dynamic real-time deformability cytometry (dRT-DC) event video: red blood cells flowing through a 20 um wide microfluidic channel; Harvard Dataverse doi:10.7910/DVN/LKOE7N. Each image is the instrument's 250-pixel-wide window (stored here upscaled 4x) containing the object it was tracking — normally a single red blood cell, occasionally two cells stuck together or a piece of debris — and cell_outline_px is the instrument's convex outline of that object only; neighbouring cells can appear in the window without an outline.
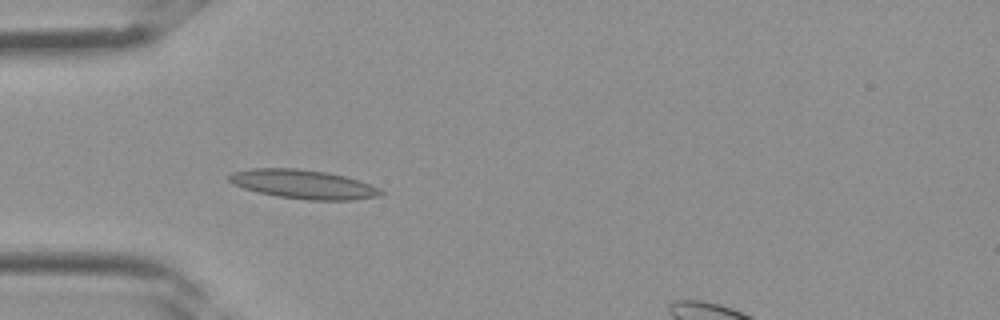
{"species": "Egyptian fruit bat (a non-hibernating species)", "species_latin": "Rousettus aegyptiacus", "temperature_condition": "room temperature", "stored_images_in_passage": 2, "camera_frame_rate_fps": 3000, "um_per_image_px": 0.085, "frame": {"image": 1, "passage_image": 2, "time_ms": 0.333, "image_size_px": [1000, 320], "cell_outline_px": [[388, 192], [380, 196], [352, 200], [308, 200], [276, 196], [256, 192], [232, 184], [228, 180], [228, 176], [232, 172], [252, 168], [296, 168], [328, 172], [344, 176], [380, 188]], "centroid_in_image_um": [25.78, 15.66], "position_along_channel_um": 59.2, "area_um2": 25.78}}